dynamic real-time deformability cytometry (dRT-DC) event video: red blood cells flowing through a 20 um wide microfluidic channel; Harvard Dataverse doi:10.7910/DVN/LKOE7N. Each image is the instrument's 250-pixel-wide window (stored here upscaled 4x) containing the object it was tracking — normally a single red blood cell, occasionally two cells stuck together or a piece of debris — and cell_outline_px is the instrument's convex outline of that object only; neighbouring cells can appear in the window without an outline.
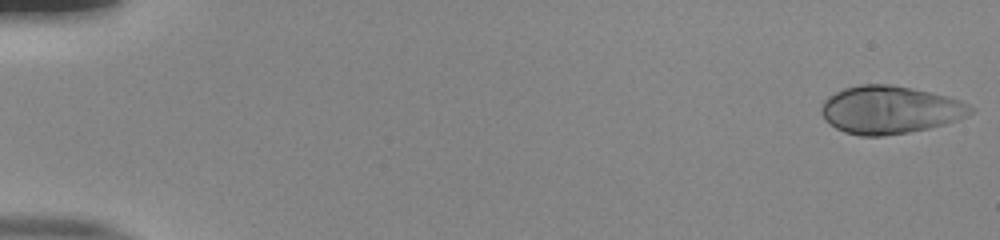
{"species": "human", "species_latin": "Homo sapiens", "temperature_condition": "room temperature", "stored_images_in_passage": 51, "camera_frame_rate_fps": 3000, "um_per_image_px": 0.085, "donor": {"sex": "male"}, "frame": {"image": 1, "passage_image": 1, "time_ms": 0.0, "image_size_px": [1000, 240], "cell_outline_px": [[972, 112], [968, 116], [944, 124], [928, 128], [908, 132], [884, 136], [860, 136], [844, 132], [836, 128], [820, 112], [820, 108], [824, 100], [828, 96], [844, 88], [860, 84], [892, 84], [948, 96], [960, 100], [968, 104], [972, 108]], "centroid_in_image_um": [75.63, 9.33], "position_along_channel_um": 9.4, "area_um2": 41.44}}
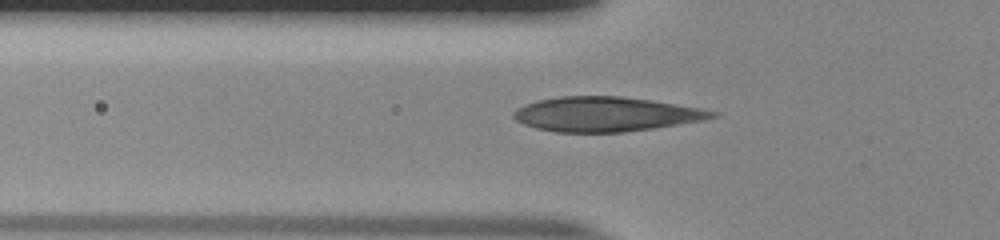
{"frame": {"image": 2, "passage_image": 19, "time_ms": 6.0, "image_size_px": [1000, 240], "cell_outline_px": [[720, 116], [704, 120], [656, 128], [624, 132], [556, 132], [536, 128], [524, 124], [516, 120], [512, 116], [512, 112], [516, 108], [524, 104], [540, 100], [560, 96], [620, 96], [648, 100], [720, 112]], "centroid_in_image_um": [51.47, 9.71], "position_along_channel_um": 74.3, "area_um2": 39.88}}
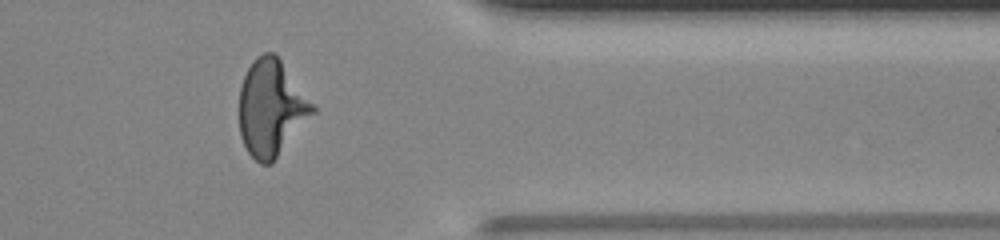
{"frame": {"image": 3, "passage_image": 44, "time_ms": 14.333, "image_size_px": [1000, 240], "cell_outline_px": [[316, 112], [272, 164], [260, 164], [248, 152], [240, 136], [240, 88], [244, 76], [248, 68], [256, 56], [264, 52], [272, 52], [280, 60], [316, 108]], "centroid_in_image_um": [23.06, 9.22], "position_along_channel_um": 388.3, "area_um2": 40.86}, "authors_computed_cell_mechanics": {"area_um2": 39.7664, "velocity_mm_per_s": 3.8972, "shape_relaxation_time_tau1_ms": 4.0795, "shape_relaxation_time_tau2_ms": null, "deformation_change_tau1": 0.2086, "deformation_change_tau2": null}}